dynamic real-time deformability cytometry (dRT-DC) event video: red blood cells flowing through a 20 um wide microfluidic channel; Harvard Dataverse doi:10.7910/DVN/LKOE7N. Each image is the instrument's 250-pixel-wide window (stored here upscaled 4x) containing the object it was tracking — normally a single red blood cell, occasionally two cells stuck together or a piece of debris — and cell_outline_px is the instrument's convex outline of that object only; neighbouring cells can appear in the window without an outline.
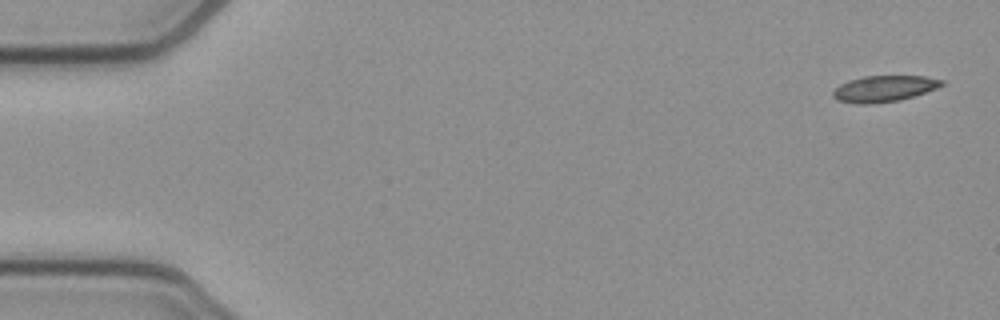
{"species": "common noctule bat (a hibernating species)", "species_latin": "Nyctalus noctula", "temperature_condition": "cold", "stored_images_in_passage": 17, "camera_frame_rate_fps": 3000, "um_per_image_px": 0.085, "animal": {"sex": "female", "body_mass_g": 21.9}, "frame": {"image": 1, "passage_image": 1, "time_ms": 0.0, "image_size_px": [1000, 320], "cell_outline_px": [[944, 84], [936, 88], [900, 100], [872, 104], [856, 104], [836, 100], [832, 96], [832, 92], [840, 84], [848, 80], [864, 76], [924, 76], [944, 80]], "centroid_in_image_um": [75.1, 7.54], "position_along_channel_um": 9.9, "area_um2": 16.59}}
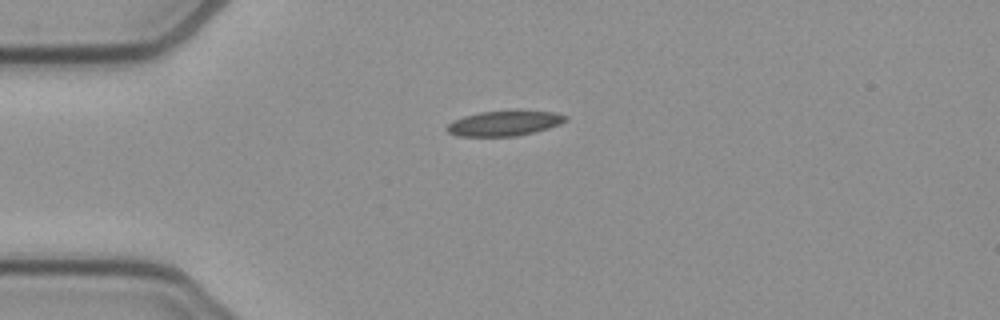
{"frame": {"image": 2, "passage_image": 12, "time_ms": 3.667, "image_size_px": [1000, 320], "cell_outline_px": [[568, 120], [560, 124], [548, 128], [516, 136], [460, 136], [448, 132], [444, 128], [452, 120], [464, 116], [480, 112], [512, 108], [520, 108], [556, 112], [568, 116]], "centroid_in_image_um": [42.92, 10.42], "position_along_channel_um": 42.1, "area_um2": 18.15}}
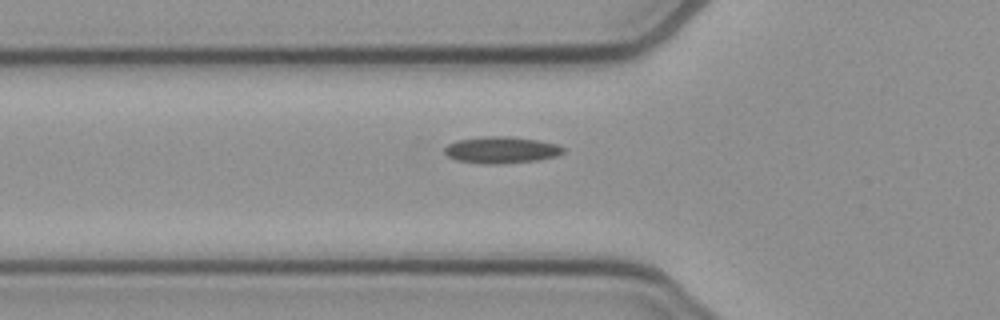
{"frame": {"image": 3, "passage_image": 17, "time_ms": 5.333, "image_size_px": [1000, 320], "cell_outline_px": [[564, 152], [556, 156], [540, 160], [504, 164], [480, 164], [456, 160], [448, 156], [444, 152], [444, 148], [448, 144], [456, 140], [484, 136], [508, 136], [536, 140], [560, 144], [564, 148]], "centroid_in_image_um": [42.61, 12.75], "position_along_channel_um": 83.2, "area_um2": 18.73}}